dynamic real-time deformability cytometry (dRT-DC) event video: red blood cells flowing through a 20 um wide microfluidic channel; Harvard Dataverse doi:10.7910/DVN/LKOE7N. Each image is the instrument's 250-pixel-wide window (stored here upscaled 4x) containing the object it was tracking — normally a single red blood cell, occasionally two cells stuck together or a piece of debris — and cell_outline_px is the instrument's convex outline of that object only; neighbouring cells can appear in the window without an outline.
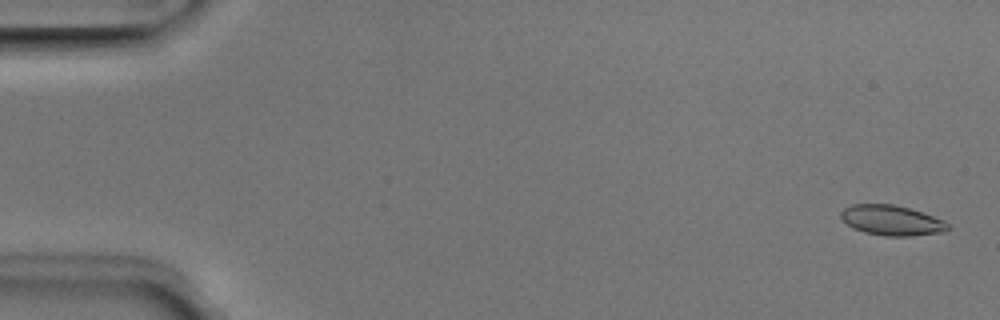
{"species": "Egyptian fruit bat (a non-hibernating species)", "species_latin": "Rousettus aegyptiacus", "temperature_condition": "room temperature", "stored_images_in_passage": 4, "camera_frame_rate_fps": 3000, "um_per_image_px": 0.085, "animal": {"sex": "male"}, "frame": {"image": 1, "passage_image": 1, "time_ms": 0.0, "image_size_px": [1000, 320], "cell_outline_px": [[948, 228], [944, 232], [912, 236], [884, 236], [864, 232], [852, 228], [840, 216], [840, 212], [844, 208], [852, 204], [896, 204], [944, 220], [948, 224]], "centroid_in_image_um": [75.77, 18.73], "position_along_channel_um": 9.2, "area_um2": 18.73}}
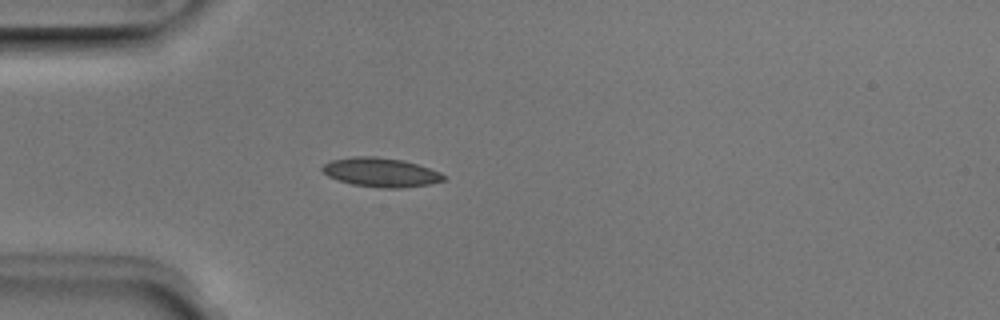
{"frame": {"image": 2, "passage_image": 4, "time_ms": 1.0, "image_size_px": [1000, 320], "cell_outline_px": [[448, 176], [444, 180], [428, 184], [400, 188], [384, 188], [352, 184], [328, 176], [320, 168], [324, 164], [332, 160], [352, 156], [376, 156], [404, 160], [440, 172]], "centroid_in_image_um": [32.38, 14.64], "position_along_channel_um": 52.6, "area_um2": 20.46}}